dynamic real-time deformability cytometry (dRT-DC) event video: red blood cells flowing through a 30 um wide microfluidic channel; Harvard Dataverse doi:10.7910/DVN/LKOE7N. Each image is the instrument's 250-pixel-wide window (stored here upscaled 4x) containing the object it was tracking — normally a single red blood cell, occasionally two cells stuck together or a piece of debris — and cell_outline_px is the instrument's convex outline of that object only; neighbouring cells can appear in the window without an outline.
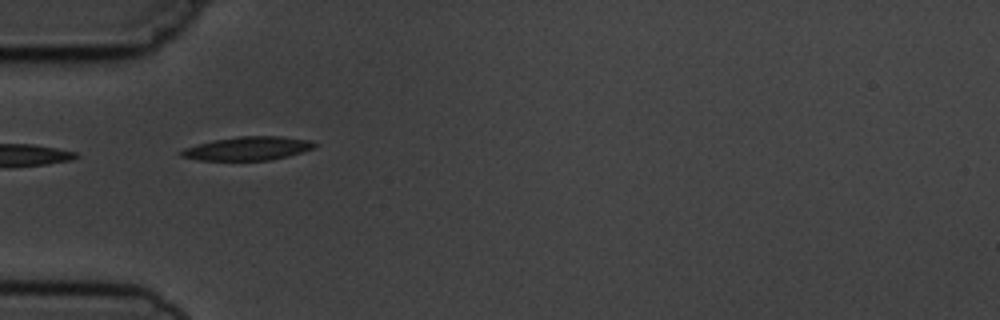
{"species": "common noctule bat (a hibernating species)", "species_latin": "Nyctalus noctula", "temperature_condition": "cold", "stored_images_in_passage": 4, "camera_frame_rate_fps": 3000, "um_per_image_px": 0.085, "animal": {"sex": "male", "body_mass_g": 19.5, "forearm_length_mm": 54.6}, "frame": {"image": 1, "passage_image": 3, "time_ms": 2.333, "image_size_px": [1000, 320], "cell_outline_px": [[320, 144], [312, 148], [288, 156], [272, 160], [200, 160], [180, 156], [180, 152], [184, 148], [212, 140], [240, 136], [280, 136], [312, 140]], "centroid_in_image_um": [21.09, 12.61], "position_along_channel_um": 63.9, "area_um2": 18.32}}
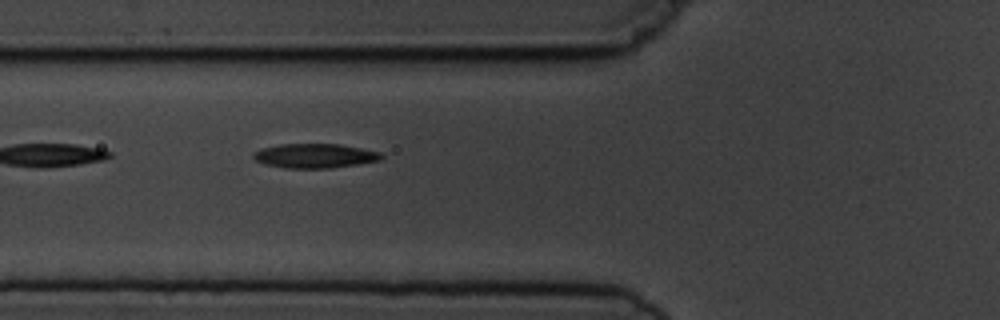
{"frame": {"image": 2, "passage_image": 4, "time_ms": 3.333, "image_size_px": [1000, 320], "cell_outline_px": [[384, 156], [380, 160], [332, 168], [284, 168], [264, 164], [256, 160], [252, 156], [252, 152], [264, 148], [280, 144], [340, 144], [380, 152]], "centroid_in_image_um": [26.74, 13.24], "position_along_channel_um": 99.1, "area_um2": 18.09}}